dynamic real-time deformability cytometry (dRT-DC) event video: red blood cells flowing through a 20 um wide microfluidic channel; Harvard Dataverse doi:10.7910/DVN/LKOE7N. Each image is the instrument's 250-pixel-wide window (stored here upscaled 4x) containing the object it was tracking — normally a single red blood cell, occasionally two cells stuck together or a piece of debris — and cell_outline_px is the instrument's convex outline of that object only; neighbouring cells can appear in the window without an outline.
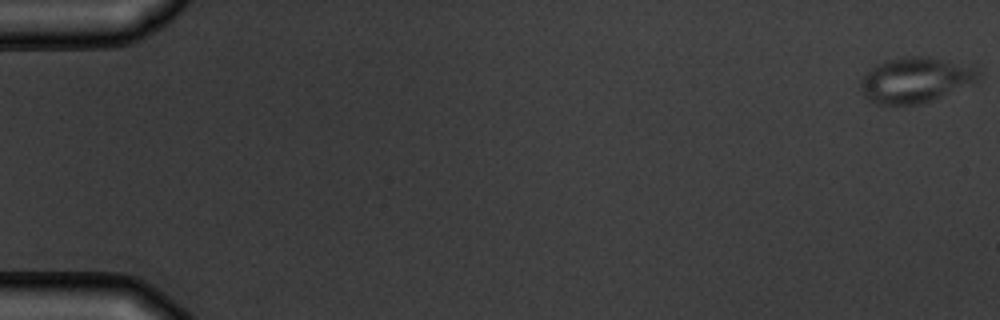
{"species": "common noctule bat (a hibernating species)", "species_latin": "Nyctalus noctula", "temperature_condition": "warm", "stored_images_in_passage": 9, "camera_frame_rate_fps": 3000, "um_per_image_px": 0.085, "animal": {"sex": "male", "body_mass_g": 19.5, "forearm_length_mm": 54.6}, "frame": {"image": 1, "passage_image": 1, "time_ms": 0.0, "image_size_px": [1000, 320], "cell_outline_px": [[980, 80], [932, 100], [920, 104], [876, 104], [868, 100], [864, 96], [860, 88], [860, 80], [876, 64], [900, 56], [928, 56], [976, 64], [980, 72]], "centroid_in_image_um": [77.88, 6.76], "position_along_channel_um": 7.1, "area_um2": 31.67}}
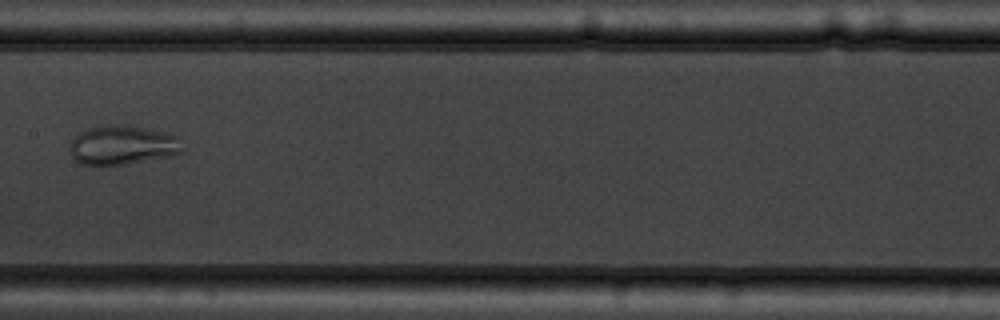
{"frame": {"image": 2, "passage_image": 9, "time_ms": 9.333, "image_size_px": [1000, 320], "cell_outline_px": [[180, 152], [172, 156], [100, 168], [80, 164], [72, 156], [68, 148], [68, 144], [80, 132], [88, 128], [108, 124], [128, 124], [180, 136]], "centroid_in_image_um": [10.34, 12.35], "position_along_channel_um": 197.1, "area_um2": 26.36}}